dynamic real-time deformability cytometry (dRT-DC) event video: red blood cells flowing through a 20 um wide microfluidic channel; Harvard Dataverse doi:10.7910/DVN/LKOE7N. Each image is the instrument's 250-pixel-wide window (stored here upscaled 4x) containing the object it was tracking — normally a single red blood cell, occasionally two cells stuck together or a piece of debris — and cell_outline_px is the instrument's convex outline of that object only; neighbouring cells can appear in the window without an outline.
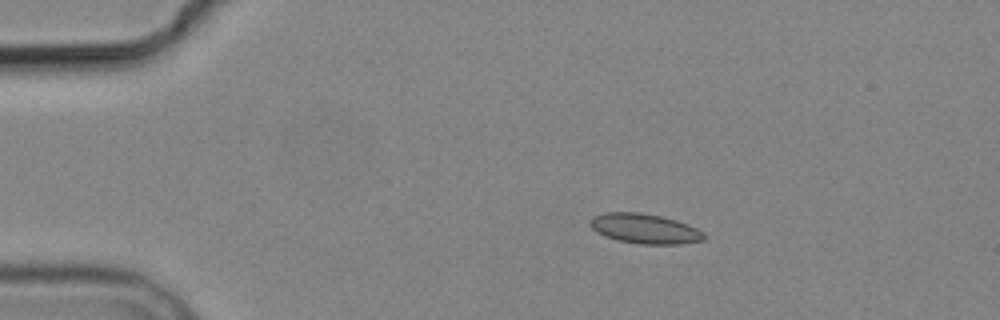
{"species": "common noctule bat (a hibernating species)", "species_latin": "Nyctalus noctula", "temperature_condition": "cold", "stored_images_in_passage": 5, "camera_frame_rate_fps": 3000, "um_per_image_px": 0.085, "animal": {"sex": "male", "body_mass_g": 19.2, "forearm_length_mm": 51.8}, "frame": {"image": 1, "passage_image": 2, "time_ms": 1.333, "image_size_px": [1000, 320], "cell_outline_px": [[704, 240], [680, 244], [640, 244], [616, 240], [604, 236], [596, 232], [588, 224], [588, 220], [592, 216], [604, 212], [640, 212], [660, 216], [676, 220], [688, 224], [704, 232]], "centroid_in_image_um": [54.75, 19.43], "position_along_channel_um": 30.3, "area_um2": 20.06}}
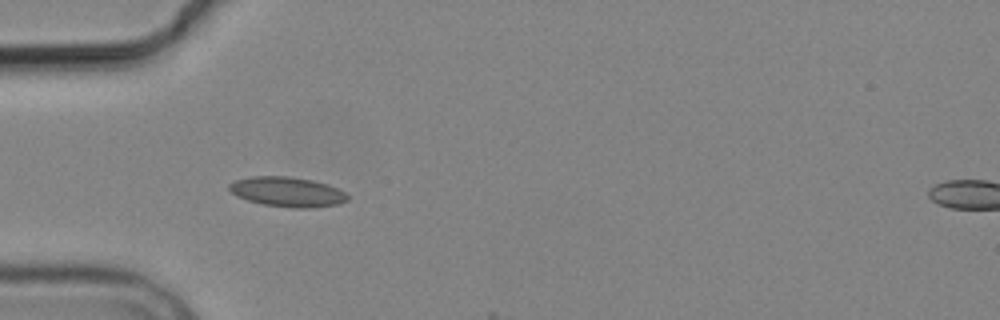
{"frame": {"image": 2, "passage_image": 4, "time_ms": 3.667, "image_size_px": [1000, 320], "cell_outline_px": [[348, 200], [336, 204], [308, 208], [296, 208], [264, 204], [248, 200], [232, 192], [228, 188], [228, 184], [236, 180], [252, 176], [288, 176], [312, 180], [328, 184], [344, 192], [348, 196]], "centroid_in_image_um": [24.42, 16.29], "position_along_channel_um": 60.6, "area_um2": 20.23}}